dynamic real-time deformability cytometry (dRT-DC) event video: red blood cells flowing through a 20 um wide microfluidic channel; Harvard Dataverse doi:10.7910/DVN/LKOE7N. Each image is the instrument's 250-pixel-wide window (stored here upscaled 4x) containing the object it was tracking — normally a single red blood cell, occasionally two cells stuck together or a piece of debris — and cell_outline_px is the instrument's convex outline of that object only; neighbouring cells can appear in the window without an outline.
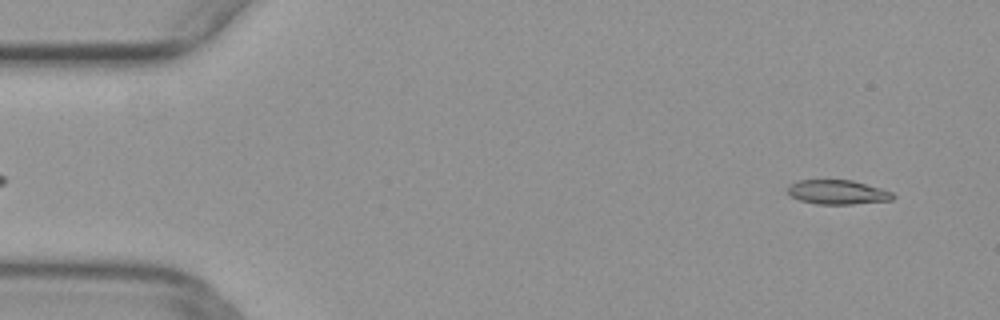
{"species": "common noctule bat (a hibernating species)", "species_latin": "Nyctalus noctula", "temperature_condition": "warm", "stored_images_in_passage": 63, "camera_frame_rate_fps": 3000, "um_per_image_px": 0.085, "animal": {"sex": "female", "body_mass_g": 29.2, "forearm_length_mm": 56.3}, "frame": {"image": 1, "passage_image": 2, "time_ms": 0.333, "image_size_px": [1000, 320], "cell_outline_px": [[896, 196], [892, 200], [852, 204], [816, 204], [800, 200], [792, 196], [788, 192], [788, 184], [796, 180], [852, 180], [880, 188], [892, 192]], "centroid_in_image_um": [71.19, 16.33], "position_along_channel_um": 13.8, "area_um2": 14.91}}